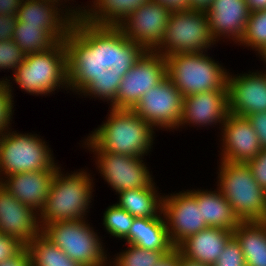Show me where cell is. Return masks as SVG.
Listing matches in <instances>:
<instances>
[{"mask_svg":"<svg viewBox=\"0 0 266 266\" xmlns=\"http://www.w3.org/2000/svg\"><path fill=\"white\" fill-rule=\"evenodd\" d=\"M127 248L109 258V266H155L171 251H153L126 244ZM115 257V258H114Z\"/></svg>","mask_w":266,"mask_h":266,"instance_id":"30","label":"cell"},{"mask_svg":"<svg viewBox=\"0 0 266 266\" xmlns=\"http://www.w3.org/2000/svg\"><path fill=\"white\" fill-rule=\"evenodd\" d=\"M167 77L164 56L154 51H127L103 40L88 46V79L84 98L132 110L140 98Z\"/></svg>","mask_w":266,"mask_h":266,"instance_id":"1","label":"cell"},{"mask_svg":"<svg viewBox=\"0 0 266 266\" xmlns=\"http://www.w3.org/2000/svg\"><path fill=\"white\" fill-rule=\"evenodd\" d=\"M155 266H179V251L174 248L166 254Z\"/></svg>","mask_w":266,"mask_h":266,"instance_id":"43","label":"cell"},{"mask_svg":"<svg viewBox=\"0 0 266 266\" xmlns=\"http://www.w3.org/2000/svg\"><path fill=\"white\" fill-rule=\"evenodd\" d=\"M220 161L246 163L263 149L256 131L246 117L229 113L221 126Z\"/></svg>","mask_w":266,"mask_h":266,"instance_id":"17","label":"cell"},{"mask_svg":"<svg viewBox=\"0 0 266 266\" xmlns=\"http://www.w3.org/2000/svg\"><path fill=\"white\" fill-rule=\"evenodd\" d=\"M24 248L16 238L0 234V263L17 256Z\"/></svg>","mask_w":266,"mask_h":266,"instance_id":"36","label":"cell"},{"mask_svg":"<svg viewBox=\"0 0 266 266\" xmlns=\"http://www.w3.org/2000/svg\"><path fill=\"white\" fill-rule=\"evenodd\" d=\"M205 11L216 44L222 39L235 45L241 41L250 14L245 0H213Z\"/></svg>","mask_w":266,"mask_h":266,"instance_id":"20","label":"cell"},{"mask_svg":"<svg viewBox=\"0 0 266 266\" xmlns=\"http://www.w3.org/2000/svg\"><path fill=\"white\" fill-rule=\"evenodd\" d=\"M0 266H31V259L27 248L25 247L17 256L5 260Z\"/></svg>","mask_w":266,"mask_h":266,"instance_id":"39","label":"cell"},{"mask_svg":"<svg viewBox=\"0 0 266 266\" xmlns=\"http://www.w3.org/2000/svg\"><path fill=\"white\" fill-rule=\"evenodd\" d=\"M179 266H210V265L188 259L179 252Z\"/></svg>","mask_w":266,"mask_h":266,"instance_id":"46","label":"cell"},{"mask_svg":"<svg viewBox=\"0 0 266 266\" xmlns=\"http://www.w3.org/2000/svg\"><path fill=\"white\" fill-rule=\"evenodd\" d=\"M88 46L81 35L77 40L57 42L48 50L26 55L13 76L6 78L12 96L16 83L22 92L37 97L55 95L64 88L83 97L88 79Z\"/></svg>","mask_w":266,"mask_h":266,"instance_id":"2","label":"cell"},{"mask_svg":"<svg viewBox=\"0 0 266 266\" xmlns=\"http://www.w3.org/2000/svg\"><path fill=\"white\" fill-rule=\"evenodd\" d=\"M16 17L23 24L44 28L57 42L77 40L81 36L78 21L51 0H23Z\"/></svg>","mask_w":266,"mask_h":266,"instance_id":"13","label":"cell"},{"mask_svg":"<svg viewBox=\"0 0 266 266\" xmlns=\"http://www.w3.org/2000/svg\"><path fill=\"white\" fill-rule=\"evenodd\" d=\"M23 52L33 54L52 48L57 41L42 27L17 21L12 39Z\"/></svg>","mask_w":266,"mask_h":266,"instance_id":"28","label":"cell"},{"mask_svg":"<svg viewBox=\"0 0 266 266\" xmlns=\"http://www.w3.org/2000/svg\"><path fill=\"white\" fill-rule=\"evenodd\" d=\"M248 10L251 12L266 10V0H245Z\"/></svg>","mask_w":266,"mask_h":266,"instance_id":"44","label":"cell"},{"mask_svg":"<svg viewBox=\"0 0 266 266\" xmlns=\"http://www.w3.org/2000/svg\"><path fill=\"white\" fill-rule=\"evenodd\" d=\"M156 186L153 182L147 188L121 191L116 194V204L135 218H156L162 213L164 196Z\"/></svg>","mask_w":266,"mask_h":266,"instance_id":"25","label":"cell"},{"mask_svg":"<svg viewBox=\"0 0 266 266\" xmlns=\"http://www.w3.org/2000/svg\"><path fill=\"white\" fill-rule=\"evenodd\" d=\"M96 231L87 218L56 221L42 228L44 236L82 266H109L110 254Z\"/></svg>","mask_w":266,"mask_h":266,"instance_id":"9","label":"cell"},{"mask_svg":"<svg viewBox=\"0 0 266 266\" xmlns=\"http://www.w3.org/2000/svg\"><path fill=\"white\" fill-rule=\"evenodd\" d=\"M61 168L56 169L45 204L39 212L41 228L56 221L84 220L92 208V198L95 197L92 173L82 168L69 173Z\"/></svg>","mask_w":266,"mask_h":266,"instance_id":"4","label":"cell"},{"mask_svg":"<svg viewBox=\"0 0 266 266\" xmlns=\"http://www.w3.org/2000/svg\"><path fill=\"white\" fill-rule=\"evenodd\" d=\"M105 122L94 128L87 139L101 152L144 157L152 152L155 129L129 109L108 110Z\"/></svg>","mask_w":266,"mask_h":266,"instance_id":"3","label":"cell"},{"mask_svg":"<svg viewBox=\"0 0 266 266\" xmlns=\"http://www.w3.org/2000/svg\"><path fill=\"white\" fill-rule=\"evenodd\" d=\"M229 114L227 89L211 90L192 94L183 98L182 114L178 130L181 128H198L221 126Z\"/></svg>","mask_w":266,"mask_h":266,"instance_id":"18","label":"cell"},{"mask_svg":"<svg viewBox=\"0 0 266 266\" xmlns=\"http://www.w3.org/2000/svg\"><path fill=\"white\" fill-rule=\"evenodd\" d=\"M6 77L0 78V135L12 128L14 115V96H12Z\"/></svg>","mask_w":266,"mask_h":266,"instance_id":"32","label":"cell"},{"mask_svg":"<svg viewBox=\"0 0 266 266\" xmlns=\"http://www.w3.org/2000/svg\"><path fill=\"white\" fill-rule=\"evenodd\" d=\"M102 217L105 232L110 234V238L114 237L118 240H123L129 234L135 218L116 203L109 205Z\"/></svg>","mask_w":266,"mask_h":266,"instance_id":"31","label":"cell"},{"mask_svg":"<svg viewBox=\"0 0 266 266\" xmlns=\"http://www.w3.org/2000/svg\"><path fill=\"white\" fill-rule=\"evenodd\" d=\"M246 266H266V221H241L233 231Z\"/></svg>","mask_w":266,"mask_h":266,"instance_id":"26","label":"cell"},{"mask_svg":"<svg viewBox=\"0 0 266 266\" xmlns=\"http://www.w3.org/2000/svg\"><path fill=\"white\" fill-rule=\"evenodd\" d=\"M216 186L240 221H266V191L246 163L220 161Z\"/></svg>","mask_w":266,"mask_h":266,"instance_id":"6","label":"cell"},{"mask_svg":"<svg viewBox=\"0 0 266 266\" xmlns=\"http://www.w3.org/2000/svg\"><path fill=\"white\" fill-rule=\"evenodd\" d=\"M230 73L227 77L229 113L247 117L266 112V69Z\"/></svg>","mask_w":266,"mask_h":266,"instance_id":"16","label":"cell"},{"mask_svg":"<svg viewBox=\"0 0 266 266\" xmlns=\"http://www.w3.org/2000/svg\"><path fill=\"white\" fill-rule=\"evenodd\" d=\"M54 2H57L58 4H60L62 7H64L77 21L80 20V18L83 16L85 9H86V5H72L69 1L71 0H51ZM73 2L76 3V1L72 0ZM67 3V4H66ZM69 4V5H68ZM71 7V8H70Z\"/></svg>","mask_w":266,"mask_h":266,"instance_id":"41","label":"cell"},{"mask_svg":"<svg viewBox=\"0 0 266 266\" xmlns=\"http://www.w3.org/2000/svg\"><path fill=\"white\" fill-rule=\"evenodd\" d=\"M202 189V190H201ZM190 189L197 198V204L201 208L202 218L209 227H219L234 231L241 222L234 214L232 206L224 195L216 187L212 191L203 188Z\"/></svg>","mask_w":266,"mask_h":266,"instance_id":"24","label":"cell"},{"mask_svg":"<svg viewBox=\"0 0 266 266\" xmlns=\"http://www.w3.org/2000/svg\"><path fill=\"white\" fill-rule=\"evenodd\" d=\"M23 0H0V15L16 16Z\"/></svg>","mask_w":266,"mask_h":266,"instance_id":"40","label":"cell"},{"mask_svg":"<svg viewBox=\"0 0 266 266\" xmlns=\"http://www.w3.org/2000/svg\"><path fill=\"white\" fill-rule=\"evenodd\" d=\"M259 58L261 59L260 61H263V65H264V68L266 67V50L263 51V53L259 56Z\"/></svg>","mask_w":266,"mask_h":266,"instance_id":"47","label":"cell"},{"mask_svg":"<svg viewBox=\"0 0 266 266\" xmlns=\"http://www.w3.org/2000/svg\"><path fill=\"white\" fill-rule=\"evenodd\" d=\"M31 266H82L70 259L42 233L26 246Z\"/></svg>","mask_w":266,"mask_h":266,"instance_id":"27","label":"cell"},{"mask_svg":"<svg viewBox=\"0 0 266 266\" xmlns=\"http://www.w3.org/2000/svg\"><path fill=\"white\" fill-rule=\"evenodd\" d=\"M81 142L83 148L95 155L96 171H99L98 174L111 190L116 192L115 195L124 190L147 188L155 181L144 157L101 152L86 137Z\"/></svg>","mask_w":266,"mask_h":266,"instance_id":"11","label":"cell"},{"mask_svg":"<svg viewBox=\"0 0 266 266\" xmlns=\"http://www.w3.org/2000/svg\"><path fill=\"white\" fill-rule=\"evenodd\" d=\"M41 233L39 214L0 184V234L16 238L26 247Z\"/></svg>","mask_w":266,"mask_h":266,"instance_id":"19","label":"cell"},{"mask_svg":"<svg viewBox=\"0 0 266 266\" xmlns=\"http://www.w3.org/2000/svg\"><path fill=\"white\" fill-rule=\"evenodd\" d=\"M208 52L175 53L166 59L167 77L184 97L211 90L227 89L229 70Z\"/></svg>","mask_w":266,"mask_h":266,"instance_id":"7","label":"cell"},{"mask_svg":"<svg viewBox=\"0 0 266 266\" xmlns=\"http://www.w3.org/2000/svg\"><path fill=\"white\" fill-rule=\"evenodd\" d=\"M213 40L205 10L172 11L162 43L154 50L167 57L175 53H199L212 50Z\"/></svg>","mask_w":266,"mask_h":266,"instance_id":"10","label":"cell"},{"mask_svg":"<svg viewBox=\"0 0 266 266\" xmlns=\"http://www.w3.org/2000/svg\"><path fill=\"white\" fill-rule=\"evenodd\" d=\"M183 96L172 81L166 77L145 93L132 109L155 131H178L182 114Z\"/></svg>","mask_w":266,"mask_h":266,"instance_id":"12","label":"cell"},{"mask_svg":"<svg viewBox=\"0 0 266 266\" xmlns=\"http://www.w3.org/2000/svg\"><path fill=\"white\" fill-rule=\"evenodd\" d=\"M122 241L153 251H172L175 248L168 236L163 213L156 218H134L129 234Z\"/></svg>","mask_w":266,"mask_h":266,"instance_id":"23","label":"cell"},{"mask_svg":"<svg viewBox=\"0 0 266 266\" xmlns=\"http://www.w3.org/2000/svg\"><path fill=\"white\" fill-rule=\"evenodd\" d=\"M26 54L13 40L0 41V72H8L12 74L25 60ZM10 69V70H9Z\"/></svg>","mask_w":266,"mask_h":266,"instance_id":"33","label":"cell"},{"mask_svg":"<svg viewBox=\"0 0 266 266\" xmlns=\"http://www.w3.org/2000/svg\"><path fill=\"white\" fill-rule=\"evenodd\" d=\"M160 3L171 11H182L189 9V0H152Z\"/></svg>","mask_w":266,"mask_h":266,"instance_id":"42","label":"cell"},{"mask_svg":"<svg viewBox=\"0 0 266 266\" xmlns=\"http://www.w3.org/2000/svg\"><path fill=\"white\" fill-rule=\"evenodd\" d=\"M213 0H189V9L206 10Z\"/></svg>","mask_w":266,"mask_h":266,"instance_id":"45","label":"cell"},{"mask_svg":"<svg viewBox=\"0 0 266 266\" xmlns=\"http://www.w3.org/2000/svg\"><path fill=\"white\" fill-rule=\"evenodd\" d=\"M214 266H246L241 246L234 236L227 242Z\"/></svg>","mask_w":266,"mask_h":266,"instance_id":"34","label":"cell"},{"mask_svg":"<svg viewBox=\"0 0 266 266\" xmlns=\"http://www.w3.org/2000/svg\"><path fill=\"white\" fill-rule=\"evenodd\" d=\"M246 164L256 182L266 191V149H262L254 159L247 161Z\"/></svg>","mask_w":266,"mask_h":266,"instance_id":"35","label":"cell"},{"mask_svg":"<svg viewBox=\"0 0 266 266\" xmlns=\"http://www.w3.org/2000/svg\"><path fill=\"white\" fill-rule=\"evenodd\" d=\"M39 134L9 129L0 135V181L16 173L56 170L53 150Z\"/></svg>","mask_w":266,"mask_h":266,"instance_id":"8","label":"cell"},{"mask_svg":"<svg viewBox=\"0 0 266 266\" xmlns=\"http://www.w3.org/2000/svg\"><path fill=\"white\" fill-rule=\"evenodd\" d=\"M169 194L163 196L162 213L168 236L172 245L176 248L189 236L204 230L208 226L202 218L197 198L190 190Z\"/></svg>","mask_w":266,"mask_h":266,"instance_id":"14","label":"cell"},{"mask_svg":"<svg viewBox=\"0 0 266 266\" xmlns=\"http://www.w3.org/2000/svg\"><path fill=\"white\" fill-rule=\"evenodd\" d=\"M16 23V16L0 15V41L13 39Z\"/></svg>","mask_w":266,"mask_h":266,"instance_id":"38","label":"cell"},{"mask_svg":"<svg viewBox=\"0 0 266 266\" xmlns=\"http://www.w3.org/2000/svg\"><path fill=\"white\" fill-rule=\"evenodd\" d=\"M171 13L149 0L125 17L103 41L111 48L154 51L163 41Z\"/></svg>","mask_w":266,"mask_h":266,"instance_id":"5","label":"cell"},{"mask_svg":"<svg viewBox=\"0 0 266 266\" xmlns=\"http://www.w3.org/2000/svg\"><path fill=\"white\" fill-rule=\"evenodd\" d=\"M253 50L256 57L266 50V10L251 12L241 41L237 44ZM251 48V49H250Z\"/></svg>","mask_w":266,"mask_h":266,"instance_id":"29","label":"cell"},{"mask_svg":"<svg viewBox=\"0 0 266 266\" xmlns=\"http://www.w3.org/2000/svg\"><path fill=\"white\" fill-rule=\"evenodd\" d=\"M149 0H92L78 21V31L90 44L105 39L121 21Z\"/></svg>","mask_w":266,"mask_h":266,"instance_id":"15","label":"cell"},{"mask_svg":"<svg viewBox=\"0 0 266 266\" xmlns=\"http://www.w3.org/2000/svg\"><path fill=\"white\" fill-rule=\"evenodd\" d=\"M246 118L256 131L260 145L266 149V112L250 114Z\"/></svg>","mask_w":266,"mask_h":266,"instance_id":"37","label":"cell"},{"mask_svg":"<svg viewBox=\"0 0 266 266\" xmlns=\"http://www.w3.org/2000/svg\"><path fill=\"white\" fill-rule=\"evenodd\" d=\"M233 232L219 227H206L189 236L176 249L191 260L214 266Z\"/></svg>","mask_w":266,"mask_h":266,"instance_id":"22","label":"cell"},{"mask_svg":"<svg viewBox=\"0 0 266 266\" xmlns=\"http://www.w3.org/2000/svg\"><path fill=\"white\" fill-rule=\"evenodd\" d=\"M55 172L56 170H43L16 173L4 177L0 184L19 202L39 214L45 204Z\"/></svg>","mask_w":266,"mask_h":266,"instance_id":"21","label":"cell"}]
</instances>
